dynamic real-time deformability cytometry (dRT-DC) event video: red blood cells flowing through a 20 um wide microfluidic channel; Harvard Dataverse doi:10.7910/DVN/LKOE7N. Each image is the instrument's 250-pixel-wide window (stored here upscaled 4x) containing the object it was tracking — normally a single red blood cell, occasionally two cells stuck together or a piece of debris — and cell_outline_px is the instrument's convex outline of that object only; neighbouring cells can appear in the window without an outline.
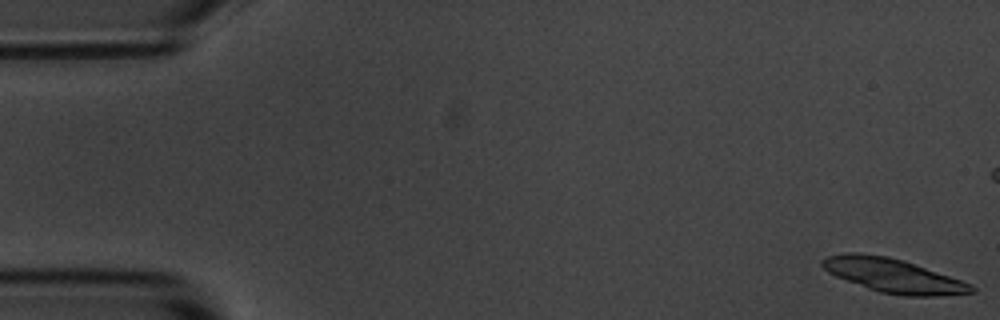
{"species": "common noctule bat (a hibernating species)", "species_latin": "Nyctalus noctula", "temperature_condition": "room temperature", "stored_images_in_passage": 57, "camera_frame_rate_fps": 3000, "um_per_image_px": 0.085, "animal": {"sex": "male", "body_mass_g": 20.1, "forearm_length_mm": 53.5}, "frame": {"image": 1, "passage_image": 1, "time_ms": 0.0, "image_size_px": [1000, 320], "cell_outline_px": [[976, 292], [936, 296], [904, 296], [880, 292], [868, 288], [836, 276], [828, 272], [820, 264], [820, 260], [828, 256], [844, 252], [860, 252], [888, 256], [904, 260], [972, 284], [976, 288]], "centroid_in_image_um": [75.91, 23.41], "position_along_channel_um": 9.1, "area_um2": 29.54}, "authors_computed_cell_mechanics": {"area_um2": 17.629, "velocity_mm_per_s": 3.5599, "shape_relaxation_time_tau1_ms": 2.5413, "shape_relaxation_time_tau2_ms": 4.8452, "deformation_change_tau1": 0.1474, "deformation_change_tau2": 0.0944}}